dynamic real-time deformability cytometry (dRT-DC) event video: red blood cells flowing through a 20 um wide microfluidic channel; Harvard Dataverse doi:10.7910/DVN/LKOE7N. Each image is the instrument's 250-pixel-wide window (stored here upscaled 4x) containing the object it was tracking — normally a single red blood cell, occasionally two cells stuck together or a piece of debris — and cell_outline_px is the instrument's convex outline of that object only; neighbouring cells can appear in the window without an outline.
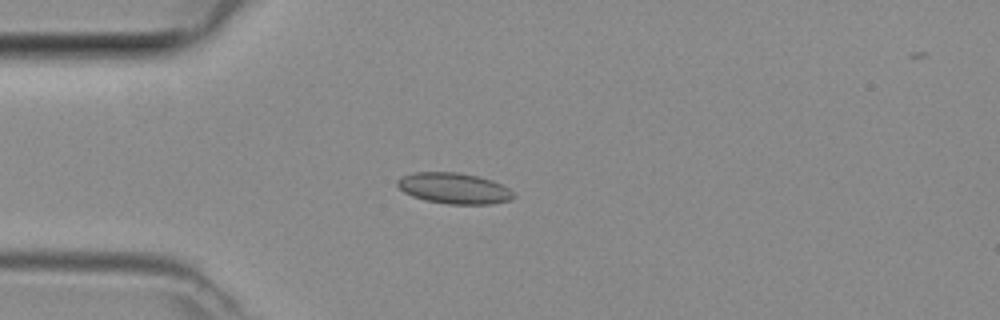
{"species": "common noctule bat (a hibernating species)", "species_latin": "Nyctalus noctula", "temperature_condition": "room temperature", "stored_images_in_passage": 4, "camera_frame_rate_fps": 3000, "um_per_image_px": 0.085, "animal": {"sex": "female", "body_mass_g": 29.2, "forearm_length_mm": 56.3}, "frame": {"image": 1, "passage_image": 3, "time_ms": 0.667, "image_size_px": [1000, 320], "cell_outline_px": [[516, 196], [512, 200], [492, 204], [448, 204], [424, 200], [412, 196], [404, 192], [396, 184], [396, 180], [400, 176], [416, 172], [456, 172], [476, 176], [492, 180], [508, 188]], "centroid_in_image_um": [38.58, 16.01], "position_along_channel_um": 46.4, "area_um2": 20.98}}